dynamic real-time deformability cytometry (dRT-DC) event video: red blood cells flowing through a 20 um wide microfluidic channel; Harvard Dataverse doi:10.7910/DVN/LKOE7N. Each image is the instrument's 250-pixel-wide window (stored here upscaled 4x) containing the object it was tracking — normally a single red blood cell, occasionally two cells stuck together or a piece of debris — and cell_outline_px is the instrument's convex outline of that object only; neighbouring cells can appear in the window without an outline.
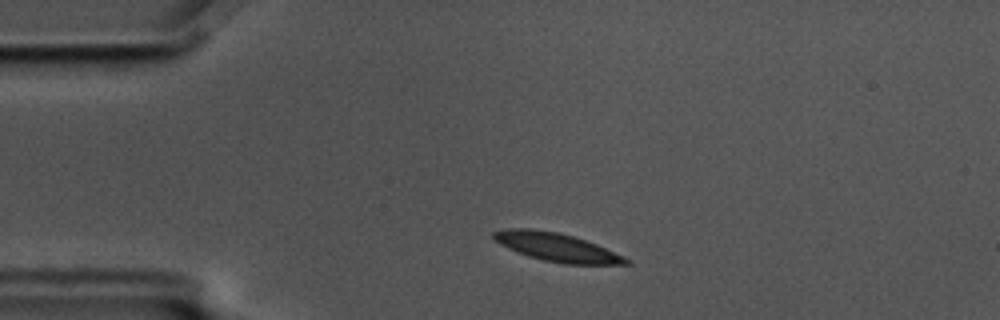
{"species": "common noctule bat (a hibernating species)", "species_latin": "Nyctalus noctula", "temperature_condition": "cold", "stored_images_in_passage": 3, "camera_frame_rate_fps": 3000, "um_per_image_px": 0.085, "animal": {"sex": "male", "body_mass_g": 17.5, "forearm_length_mm": 52.3}, "frame": {"image": 1, "passage_image": 1, "time_ms": 0.0, "image_size_px": [1000, 320], "cell_outline_px": [[632, 264], [564, 264], [544, 260], [528, 256], [516, 252], [500, 244], [492, 236], [492, 232], [504, 228], [528, 228], [560, 232], [596, 244], [624, 256], [632, 260]], "centroid_in_image_um": [47.31, 21.01], "position_along_channel_um": 37.7, "area_um2": 21.91}}